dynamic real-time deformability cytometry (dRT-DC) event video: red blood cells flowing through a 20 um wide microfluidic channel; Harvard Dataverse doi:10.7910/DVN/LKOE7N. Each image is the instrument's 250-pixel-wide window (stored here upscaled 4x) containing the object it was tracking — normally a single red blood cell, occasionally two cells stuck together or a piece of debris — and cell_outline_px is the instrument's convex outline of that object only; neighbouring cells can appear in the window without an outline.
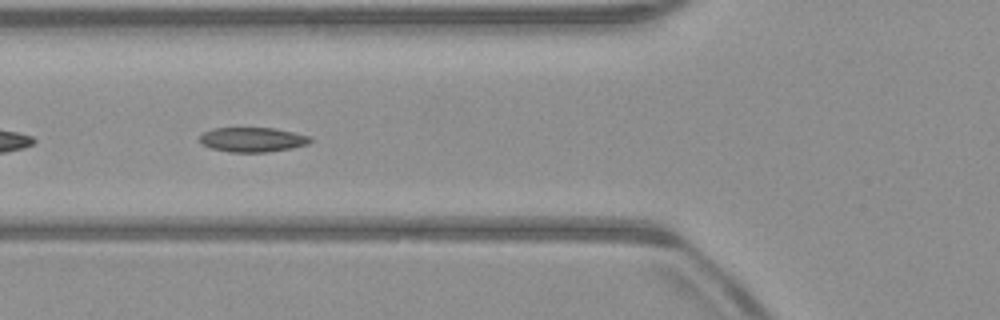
{"species": "common noctule bat (a hibernating species)", "species_latin": "Nyctalus noctula", "temperature_condition": "warm", "stored_images_in_passage": 54, "segment_of_instrument_passage": [2, 2], "camera_frame_rate_fps": 3000, "um_per_image_px": 0.085, "animal": {"sex": "male", "body_mass_g": 23.1, "forearm_length_mm": 52.7}, "frame": {"image": 1, "passage_image": 20, "time_ms": 6.333, "image_size_px": [1000, 320], "cell_outline_px": [[312, 140], [308, 144], [292, 148], [268, 152], [232, 152], [212, 148], [200, 144], [200, 136], [204, 132], [212, 128], [276, 128], [312, 136]], "centroid_in_image_um": [21.49, 11.86], "position_along_channel_um": 104.3, "area_um2": 15.95}}
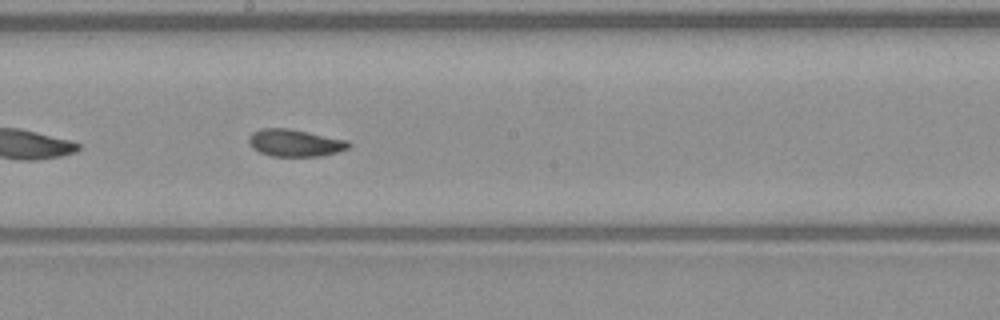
{"frame": {"image": 2, "passage_image": 29, "time_ms": 9.333, "image_size_px": [1000, 320], "cell_outline_px": [[352, 144], [348, 148], [336, 152], [320, 156], [272, 156], [260, 152], [252, 148], [248, 140], [248, 136], [252, 132], [260, 128], [288, 128], [348, 140]], "centroid_in_image_um": [25.05, 12.14], "position_along_channel_um": 223.2, "area_um2": 15.84}}
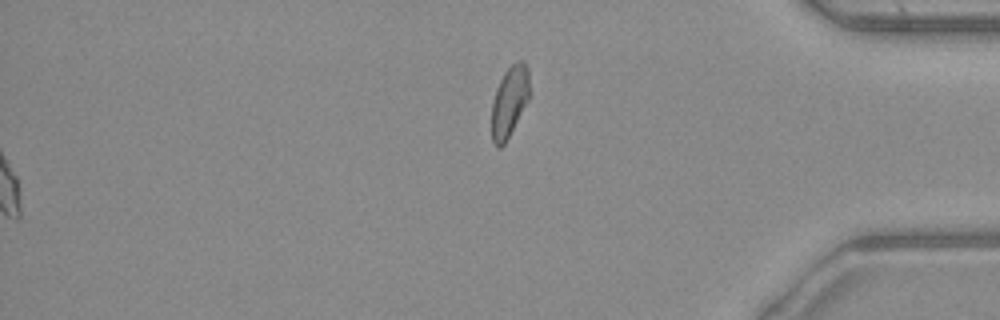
{"frame": {"image": 3, "passage_image": 54, "time_ms": 17.667, "image_size_px": [1000, 320], "cell_outline_px": [[532, 92], [528, 100], [504, 144], [500, 148], [496, 148], [492, 144], [492, 100], [496, 88], [504, 72], [516, 60], [524, 60], [528, 68]], "centroid_in_image_um": [43.32, 8.58], "position_along_channel_um": 391.9, "area_um2": 15.95}}